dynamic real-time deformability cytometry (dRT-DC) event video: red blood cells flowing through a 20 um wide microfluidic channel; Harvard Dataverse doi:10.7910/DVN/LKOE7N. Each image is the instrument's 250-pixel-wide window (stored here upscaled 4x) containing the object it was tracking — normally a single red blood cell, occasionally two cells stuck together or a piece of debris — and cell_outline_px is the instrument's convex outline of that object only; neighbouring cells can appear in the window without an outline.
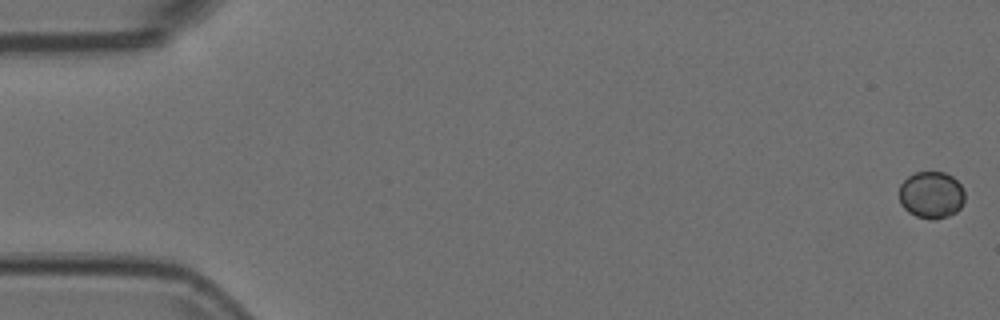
{"species": "Egyptian fruit bat (a non-hibernating species)", "species_latin": "Rousettus aegyptiacus", "temperature_condition": "room temperature", "stored_images_in_passage": 55, "camera_frame_rate_fps": 3000, "um_per_image_px": 0.085, "animal": {"sex": "female"}, "frame": {"image": 1, "passage_image": 1, "time_ms": 0.0, "image_size_px": [1000, 320], "cell_outline_px": [[964, 200], [960, 208], [956, 212], [948, 216], [936, 220], [932, 220], [916, 216], [908, 212], [900, 204], [900, 184], [908, 176], [916, 172], [944, 172], [952, 176], [960, 184], [964, 192]], "centroid_in_image_um": [79.16, 16.58], "position_along_channel_um": 5.8, "area_um2": 18.03}}
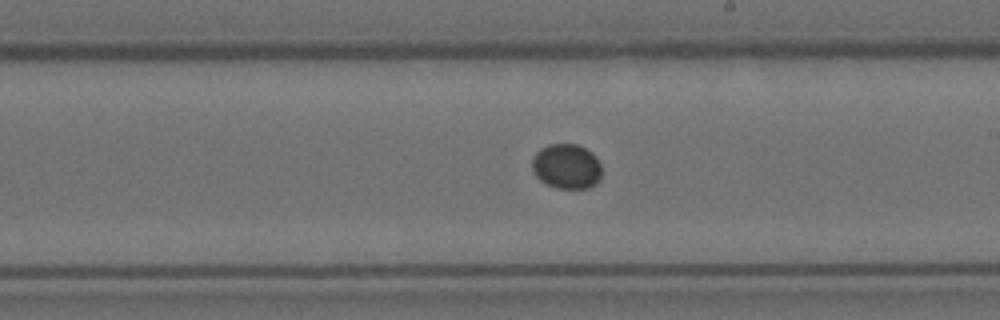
{"frame": {"image": 2, "passage_image": 32, "time_ms": 10.333, "image_size_px": [1000, 320], "cell_outline_px": [[600, 180], [596, 184], [588, 188], [556, 188], [540, 180], [536, 176], [532, 168], [532, 156], [540, 148], [548, 144], [576, 144], [592, 152], [596, 156], [600, 164]], "centroid_in_image_um": [48.15, 14.13], "position_along_channel_um": 240.9, "area_um2": 18.32}}
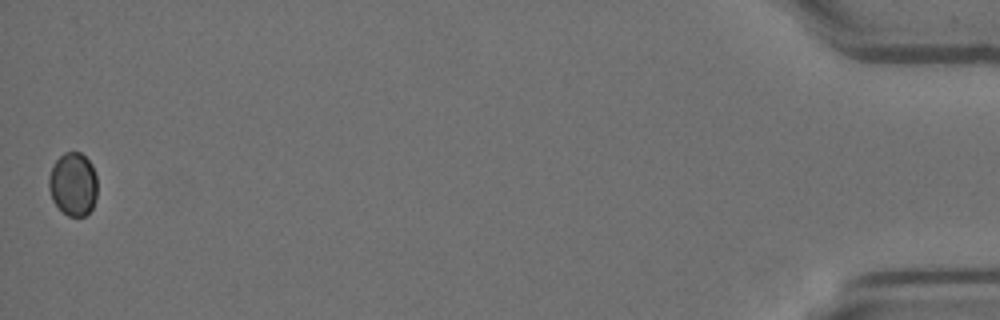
{"frame": {"image": 3, "passage_image": 55, "time_ms": 18.0, "image_size_px": [1000, 320], "cell_outline_px": [[96, 200], [92, 208], [84, 216], [68, 216], [52, 200], [48, 188], [48, 176], [52, 164], [64, 152], [80, 152], [92, 164], [96, 172]], "centroid_in_image_um": [6.2, 15.63], "position_along_channel_um": 429.0, "area_um2": 18.03}}